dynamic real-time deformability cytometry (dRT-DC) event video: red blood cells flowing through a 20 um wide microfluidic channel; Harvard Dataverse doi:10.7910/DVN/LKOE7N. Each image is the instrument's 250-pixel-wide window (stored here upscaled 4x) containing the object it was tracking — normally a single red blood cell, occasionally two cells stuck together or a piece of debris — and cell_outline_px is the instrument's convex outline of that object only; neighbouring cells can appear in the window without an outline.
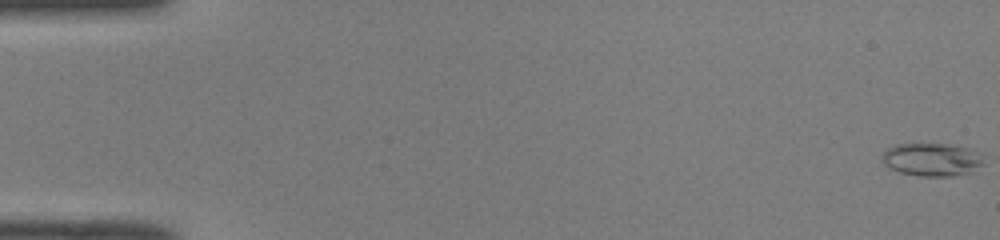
{"species": "common noctule bat (a hibernating species)", "species_latin": "Nyctalus noctula", "temperature_condition": "room temperature", "stored_images_in_passage": 51, "camera_frame_rate_fps": 3000, "um_per_image_px": 0.085, "animal": {"sex": "male", "body_mass_g": 19.0, "forearm_length_mm": 50.8}, "frame": {"image": 1, "passage_image": 1, "time_ms": 0.0, "image_size_px": [1000, 240], "cell_outline_px": [[984, 164], [972, 172], [952, 176], [920, 176], [900, 172], [888, 168], [880, 160], [880, 156], [888, 148], [896, 144], [948, 144], [964, 148], [976, 152], [984, 156]], "centroid_in_image_um": [79.18, 13.57], "position_along_channel_um": 5.8, "area_um2": 19.65}}
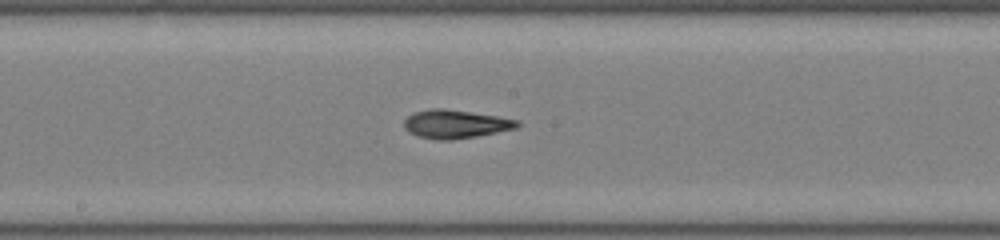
{"frame": {"image": 2, "passage_image": 28, "time_ms": 9.0, "image_size_px": [1000, 240], "cell_outline_px": [[520, 124], [516, 128], [476, 136], [452, 140], [436, 140], [416, 136], [408, 132], [404, 128], [404, 120], [408, 116], [416, 112], [428, 108], [444, 108], [496, 116], [520, 120]], "centroid_in_image_um": [38.68, 10.55], "position_along_channel_um": 209.5, "area_um2": 18.79}}
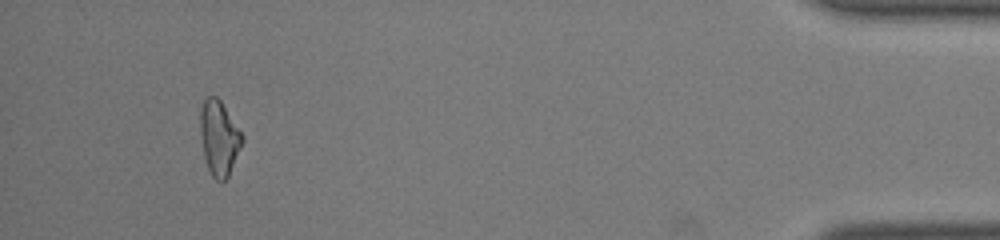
{"frame": {"image": 3, "passage_image": 48, "time_ms": 15.667, "image_size_px": [1000, 240], "cell_outline_px": [[244, 140], [228, 176], [224, 180], [216, 180], [212, 176], [208, 168], [204, 156], [200, 136], [200, 108], [204, 100], [208, 96], [216, 96], [220, 100], [244, 136]], "centroid_in_image_um": [18.61, 11.71], "position_along_channel_um": 416.6, "area_um2": 18.15}, "authors_computed_cell_mechanics": {"area_um2": 18.6116, "velocity_mm_per_s": 4.1036, "shape_relaxation_time_tau1_ms": 10.6106, "shape_relaxation_time_tau2_ms": 3.2661, "deformation_change_tau1": 0.3253, "deformation_change_tau2": 0.089}}